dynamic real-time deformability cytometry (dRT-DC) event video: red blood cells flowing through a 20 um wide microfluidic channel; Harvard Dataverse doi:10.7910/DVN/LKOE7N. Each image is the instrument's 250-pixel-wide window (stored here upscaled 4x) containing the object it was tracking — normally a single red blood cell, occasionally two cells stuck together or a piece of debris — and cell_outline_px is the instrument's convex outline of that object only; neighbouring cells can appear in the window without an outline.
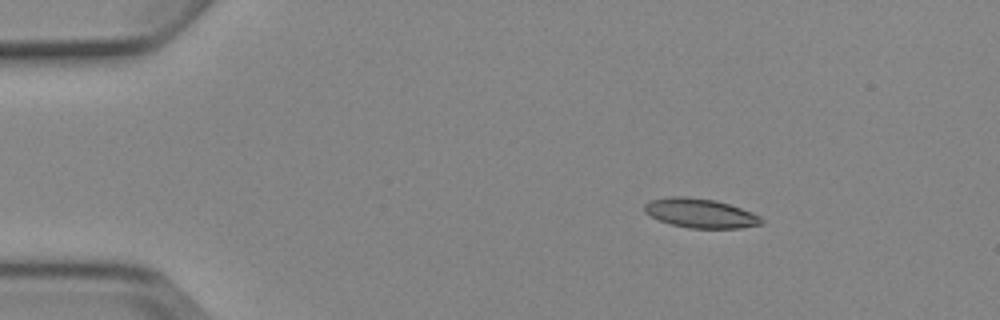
{"species": "Egyptian fruit bat (a non-hibernating species)", "species_latin": "Rousettus aegyptiacus", "temperature_condition": "cold", "stored_images_in_passage": 4, "segment_of_instrument_passage": [1, 2], "camera_frame_rate_fps": 3000, "um_per_image_px": 0.085, "animal": {"sex": "female"}, "frame": {"image": 1, "passage_image": 1, "time_ms": 0.0, "image_size_px": [1000, 320], "cell_outline_px": [[764, 224], [740, 228], [688, 228], [672, 224], [660, 220], [644, 212], [644, 204], [652, 200], [672, 196], [688, 196], [716, 200], [752, 212], [760, 216], [764, 220]], "centroid_in_image_um": [59.56, 18.12], "position_along_channel_um": 25.4, "area_um2": 19.94}}